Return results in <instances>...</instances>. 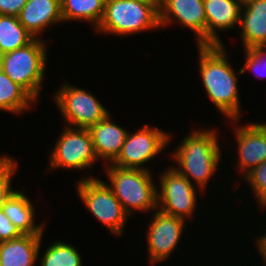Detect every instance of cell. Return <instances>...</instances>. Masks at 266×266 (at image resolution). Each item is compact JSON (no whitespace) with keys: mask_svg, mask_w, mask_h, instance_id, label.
I'll return each instance as SVG.
<instances>
[{"mask_svg":"<svg viewBox=\"0 0 266 266\" xmlns=\"http://www.w3.org/2000/svg\"><path fill=\"white\" fill-rule=\"evenodd\" d=\"M200 75L207 97L221 113L234 123L238 122L240 101L237 74L227 61L223 45H198Z\"/></svg>","mask_w":266,"mask_h":266,"instance_id":"cell-1","label":"cell"},{"mask_svg":"<svg viewBox=\"0 0 266 266\" xmlns=\"http://www.w3.org/2000/svg\"><path fill=\"white\" fill-rule=\"evenodd\" d=\"M215 132L211 129L193 131L184 137L182 143L172 153L179 165L173 168L192 184L195 181L201 190L206 189V183L215 175L222 155Z\"/></svg>","mask_w":266,"mask_h":266,"instance_id":"cell-2","label":"cell"},{"mask_svg":"<svg viewBox=\"0 0 266 266\" xmlns=\"http://www.w3.org/2000/svg\"><path fill=\"white\" fill-rule=\"evenodd\" d=\"M106 166L108 186L128 215L133 213L132 210L148 212L157 208L158 187L154 184L152 172L119 168L112 164Z\"/></svg>","mask_w":266,"mask_h":266,"instance_id":"cell-3","label":"cell"},{"mask_svg":"<svg viewBox=\"0 0 266 266\" xmlns=\"http://www.w3.org/2000/svg\"><path fill=\"white\" fill-rule=\"evenodd\" d=\"M46 42L34 38L26 46L0 56V69L36 102L47 63Z\"/></svg>","mask_w":266,"mask_h":266,"instance_id":"cell-4","label":"cell"},{"mask_svg":"<svg viewBox=\"0 0 266 266\" xmlns=\"http://www.w3.org/2000/svg\"><path fill=\"white\" fill-rule=\"evenodd\" d=\"M160 27V13L148 4L135 0H105L104 14L96 31L127 36Z\"/></svg>","mask_w":266,"mask_h":266,"instance_id":"cell-5","label":"cell"},{"mask_svg":"<svg viewBox=\"0 0 266 266\" xmlns=\"http://www.w3.org/2000/svg\"><path fill=\"white\" fill-rule=\"evenodd\" d=\"M77 192L90 213L110 229L111 233H123L129 215L106 182L89 176L78 182Z\"/></svg>","mask_w":266,"mask_h":266,"instance_id":"cell-6","label":"cell"},{"mask_svg":"<svg viewBox=\"0 0 266 266\" xmlns=\"http://www.w3.org/2000/svg\"><path fill=\"white\" fill-rule=\"evenodd\" d=\"M54 99L68 127L89 129L109 115L92 93L68 83L57 91Z\"/></svg>","mask_w":266,"mask_h":266,"instance_id":"cell-7","label":"cell"},{"mask_svg":"<svg viewBox=\"0 0 266 266\" xmlns=\"http://www.w3.org/2000/svg\"><path fill=\"white\" fill-rule=\"evenodd\" d=\"M59 136L50 153V170L93 168L98 157L88 129L65 126Z\"/></svg>","mask_w":266,"mask_h":266,"instance_id":"cell-8","label":"cell"},{"mask_svg":"<svg viewBox=\"0 0 266 266\" xmlns=\"http://www.w3.org/2000/svg\"><path fill=\"white\" fill-rule=\"evenodd\" d=\"M170 139V135L165 131L148 125H144L135 133L128 132L122 150L112 165L149 171L143 164L164 151Z\"/></svg>","mask_w":266,"mask_h":266,"instance_id":"cell-9","label":"cell"},{"mask_svg":"<svg viewBox=\"0 0 266 266\" xmlns=\"http://www.w3.org/2000/svg\"><path fill=\"white\" fill-rule=\"evenodd\" d=\"M160 186L157 190V209L186 220L192 217L197 203V191L186 177L173 167L159 175Z\"/></svg>","mask_w":266,"mask_h":266,"instance_id":"cell-10","label":"cell"},{"mask_svg":"<svg viewBox=\"0 0 266 266\" xmlns=\"http://www.w3.org/2000/svg\"><path fill=\"white\" fill-rule=\"evenodd\" d=\"M154 213L147 233L151 265L170 258L186 226V221L182 218L166 214L159 209L154 210Z\"/></svg>","mask_w":266,"mask_h":266,"instance_id":"cell-11","label":"cell"},{"mask_svg":"<svg viewBox=\"0 0 266 266\" xmlns=\"http://www.w3.org/2000/svg\"><path fill=\"white\" fill-rule=\"evenodd\" d=\"M177 23L193 30L197 45H206V14L203 0H164L160 26Z\"/></svg>","mask_w":266,"mask_h":266,"instance_id":"cell-12","label":"cell"},{"mask_svg":"<svg viewBox=\"0 0 266 266\" xmlns=\"http://www.w3.org/2000/svg\"><path fill=\"white\" fill-rule=\"evenodd\" d=\"M238 164L244 176L266 161V123L236 126Z\"/></svg>","mask_w":266,"mask_h":266,"instance_id":"cell-13","label":"cell"},{"mask_svg":"<svg viewBox=\"0 0 266 266\" xmlns=\"http://www.w3.org/2000/svg\"><path fill=\"white\" fill-rule=\"evenodd\" d=\"M206 14V45H223L218 30L239 26L243 5L236 0H203Z\"/></svg>","mask_w":266,"mask_h":266,"instance_id":"cell-14","label":"cell"},{"mask_svg":"<svg viewBox=\"0 0 266 266\" xmlns=\"http://www.w3.org/2000/svg\"><path fill=\"white\" fill-rule=\"evenodd\" d=\"M17 17L34 38H39L38 34L52 24L63 22L61 0H28Z\"/></svg>","mask_w":266,"mask_h":266,"instance_id":"cell-15","label":"cell"},{"mask_svg":"<svg viewBox=\"0 0 266 266\" xmlns=\"http://www.w3.org/2000/svg\"><path fill=\"white\" fill-rule=\"evenodd\" d=\"M109 114L105 119L90 127L88 130L98 159L112 164L119 156L128 131L118 124L111 122ZM109 161V163L107 162Z\"/></svg>","mask_w":266,"mask_h":266,"instance_id":"cell-16","label":"cell"},{"mask_svg":"<svg viewBox=\"0 0 266 266\" xmlns=\"http://www.w3.org/2000/svg\"><path fill=\"white\" fill-rule=\"evenodd\" d=\"M239 25L243 49L266 46V0H251L242 7Z\"/></svg>","mask_w":266,"mask_h":266,"instance_id":"cell-17","label":"cell"},{"mask_svg":"<svg viewBox=\"0 0 266 266\" xmlns=\"http://www.w3.org/2000/svg\"><path fill=\"white\" fill-rule=\"evenodd\" d=\"M43 235H22L0 243V266H33Z\"/></svg>","mask_w":266,"mask_h":266,"instance_id":"cell-18","label":"cell"},{"mask_svg":"<svg viewBox=\"0 0 266 266\" xmlns=\"http://www.w3.org/2000/svg\"><path fill=\"white\" fill-rule=\"evenodd\" d=\"M2 210L23 235H43L44 227L35 224L34 206L23 191L16 190Z\"/></svg>","mask_w":266,"mask_h":266,"instance_id":"cell-19","label":"cell"},{"mask_svg":"<svg viewBox=\"0 0 266 266\" xmlns=\"http://www.w3.org/2000/svg\"><path fill=\"white\" fill-rule=\"evenodd\" d=\"M105 8V0H61V14L63 21H88L95 25L100 24Z\"/></svg>","mask_w":266,"mask_h":266,"instance_id":"cell-20","label":"cell"},{"mask_svg":"<svg viewBox=\"0 0 266 266\" xmlns=\"http://www.w3.org/2000/svg\"><path fill=\"white\" fill-rule=\"evenodd\" d=\"M33 102L36 101L0 69V110L19 114L30 109Z\"/></svg>","mask_w":266,"mask_h":266,"instance_id":"cell-21","label":"cell"},{"mask_svg":"<svg viewBox=\"0 0 266 266\" xmlns=\"http://www.w3.org/2000/svg\"><path fill=\"white\" fill-rule=\"evenodd\" d=\"M33 39L17 16L0 15V56L26 46Z\"/></svg>","mask_w":266,"mask_h":266,"instance_id":"cell-22","label":"cell"},{"mask_svg":"<svg viewBox=\"0 0 266 266\" xmlns=\"http://www.w3.org/2000/svg\"><path fill=\"white\" fill-rule=\"evenodd\" d=\"M60 241H55L46 248L40 259L41 266H82L78 250L73 245Z\"/></svg>","mask_w":266,"mask_h":266,"instance_id":"cell-23","label":"cell"},{"mask_svg":"<svg viewBox=\"0 0 266 266\" xmlns=\"http://www.w3.org/2000/svg\"><path fill=\"white\" fill-rule=\"evenodd\" d=\"M16 164L17 161L11 156H0V211L15 192L11 187V177L16 173Z\"/></svg>","mask_w":266,"mask_h":266,"instance_id":"cell-24","label":"cell"},{"mask_svg":"<svg viewBox=\"0 0 266 266\" xmlns=\"http://www.w3.org/2000/svg\"><path fill=\"white\" fill-rule=\"evenodd\" d=\"M244 178L253 188L259 207H266V161L252 169Z\"/></svg>","mask_w":266,"mask_h":266,"instance_id":"cell-25","label":"cell"},{"mask_svg":"<svg viewBox=\"0 0 266 266\" xmlns=\"http://www.w3.org/2000/svg\"><path fill=\"white\" fill-rule=\"evenodd\" d=\"M245 64L239 69L237 74H244L247 70L253 71L259 75V69L262 70L259 76H266V46H256L254 48L244 49ZM258 71V72H257ZM265 73V74H264ZM257 75V76H258ZM262 76V77H264Z\"/></svg>","mask_w":266,"mask_h":266,"instance_id":"cell-26","label":"cell"},{"mask_svg":"<svg viewBox=\"0 0 266 266\" xmlns=\"http://www.w3.org/2000/svg\"><path fill=\"white\" fill-rule=\"evenodd\" d=\"M23 234L13 225L10 219L0 211V243L21 237Z\"/></svg>","mask_w":266,"mask_h":266,"instance_id":"cell-27","label":"cell"},{"mask_svg":"<svg viewBox=\"0 0 266 266\" xmlns=\"http://www.w3.org/2000/svg\"><path fill=\"white\" fill-rule=\"evenodd\" d=\"M28 0H0V15L18 16Z\"/></svg>","mask_w":266,"mask_h":266,"instance_id":"cell-28","label":"cell"},{"mask_svg":"<svg viewBox=\"0 0 266 266\" xmlns=\"http://www.w3.org/2000/svg\"><path fill=\"white\" fill-rule=\"evenodd\" d=\"M257 247L259 248V253L262 254L264 263L266 264V233L263 236H259L257 240Z\"/></svg>","mask_w":266,"mask_h":266,"instance_id":"cell-29","label":"cell"},{"mask_svg":"<svg viewBox=\"0 0 266 266\" xmlns=\"http://www.w3.org/2000/svg\"><path fill=\"white\" fill-rule=\"evenodd\" d=\"M135 1H139L145 4H148L150 6H152L153 8H155L159 13L162 10L163 7V0H135Z\"/></svg>","mask_w":266,"mask_h":266,"instance_id":"cell-30","label":"cell"},{"mask_svg":"<svg viewBox=\"0 0 266 266\" xmlns=\"http://www.w3.org/2000/svg\"><path fill=\"white\" fill-rule=\"evenodd\" d=\"M236 1H238L239 3H241L242 5H244V4L248 3L251 0H236Z\"/></svg>","mask_w":266,"mask_h":266,"instance_id":"cell-31","label":"cell"}]
</instances>
